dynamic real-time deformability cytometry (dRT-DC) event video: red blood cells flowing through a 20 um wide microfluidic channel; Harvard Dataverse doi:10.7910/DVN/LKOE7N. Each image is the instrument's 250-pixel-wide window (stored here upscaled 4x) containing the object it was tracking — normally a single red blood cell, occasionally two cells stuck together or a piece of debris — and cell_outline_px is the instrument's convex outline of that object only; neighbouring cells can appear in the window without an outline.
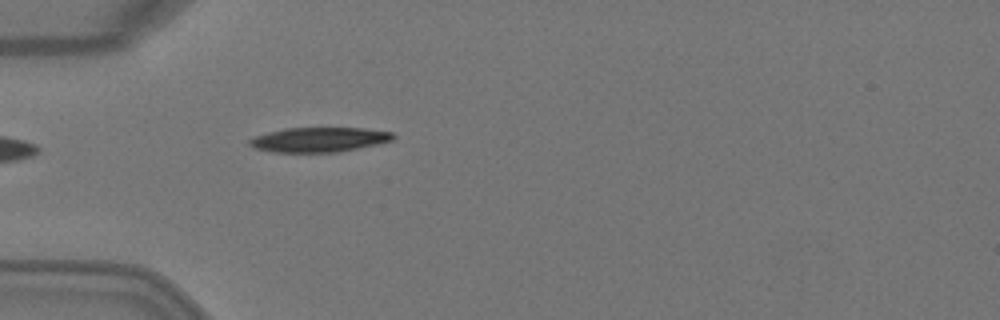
{"species": "Egyptian fruit bat (a non-hibernating species)", "species_latin": "Rousettus aegyptiacus", "temperature_condition": "warm", "stored_images_in_passage": 4, "camera_frame_rate_fps": 3000, "um_per_image_px": 0.085, "animal": {"sex": "female"}, "frame": {"image": 1, "passage_image": 4, "time_ms": 1.0, "image_size_px": [1000, 320], "cell_outline_px": [[396, 136], [392, 140], [376, 144], [336, 152], [272, 152], [256, 148], [248, 144], [248, 140], [256, 136], [268, 132], [284, 128], [364, 128], [392, 132]], "centroid_in_image_um": [27.11, 11.86], "position_along_channel_um": 57.9, "area_um2": 20.46}}